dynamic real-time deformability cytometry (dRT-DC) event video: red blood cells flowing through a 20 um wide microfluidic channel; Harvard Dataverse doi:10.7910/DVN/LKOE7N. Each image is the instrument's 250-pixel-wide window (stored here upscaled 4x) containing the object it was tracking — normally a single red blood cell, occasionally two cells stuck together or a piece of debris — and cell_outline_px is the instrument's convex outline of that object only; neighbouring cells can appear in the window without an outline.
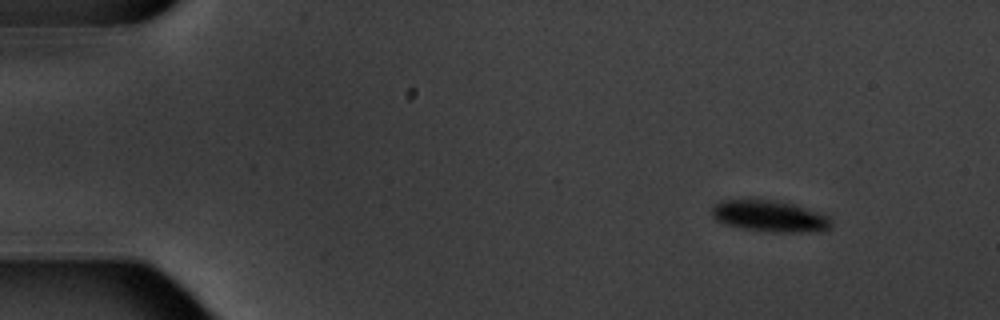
{"species": "common noctule bat (a hibernating species)", "species_latin": "Nyctalus noctula", "temperature_condition": "warm", "stored_images_in_passage": 4, "camera_frame_rate_fps": 3000, "um_per_image_px": 0.085, "animal": {"sex": "male", "body_mass_g": 20.1, "forearm_length_mm": 53.5}, "frame": {"image": 1, "passage_image": 1, "time_ms": 0.0, "image_size_px": [1000, 320], "cell_outline_px": [[832, 224], [828, 228], [820, 232], [780, 232], [744, 228], [724, 224], [716, 220], [712, 216], [712, 208], [720, 200], [772, 200], [792, 204], [828, 216], [832, 220]], "centroid_in_image_um": [65.42, 18.38], "position_along_channel_um": 19.6, "area_um2": 21.44}}
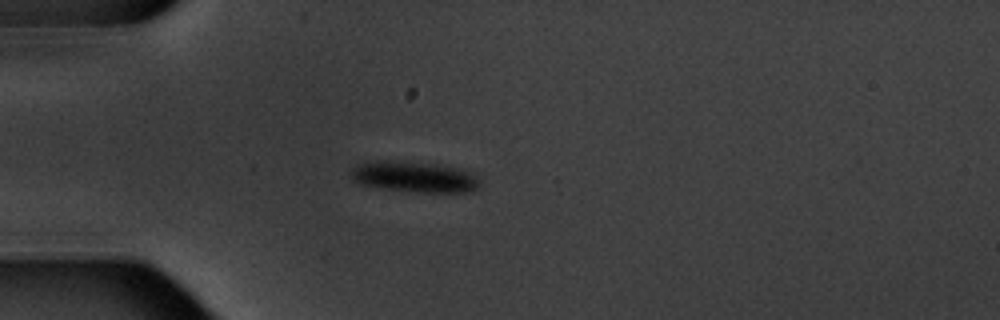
{"frame": {"image": 2, "passage_image": 4, "time_ms": 3.333, "image_size_px": [1000, 320], "cell_outline_px": [[480, 184], [476, 188], [464, 192], [420, 192], [384, 188], [360, 184], [352, 180], [352, 168], [360, 164], [380, 160], [384, 160], [436, 164], [456, 168], [468, 172], [476, 176], [480, 180]], "centroid_in_image_um": [35.21, 15.03], "position_along_channel_um": 49.8, "area_um2": 22.66}}